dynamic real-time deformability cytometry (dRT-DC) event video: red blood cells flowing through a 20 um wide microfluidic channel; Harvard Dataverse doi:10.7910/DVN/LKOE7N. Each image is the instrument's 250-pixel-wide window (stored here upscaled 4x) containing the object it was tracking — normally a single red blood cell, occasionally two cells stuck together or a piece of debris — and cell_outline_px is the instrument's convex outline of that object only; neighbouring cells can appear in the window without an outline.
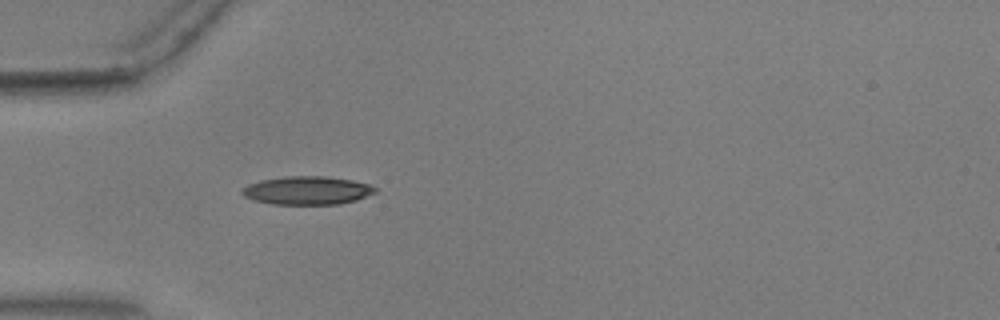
{"species": "common noctule bat (a hibernating species)", "species_latin": "Nyctalus noctula", "temperature_condition": "warm", "stored_images_in_passage": 51, "camera_frame_rate_fps": 3000, "um_per_image_px": 0.085, "animal": {"sex": "male", "body_mass_g": 17.9, "forearm_length_mm": 54.2}, "frame": {"image": 1, "passage_image": 13, "time_ms": 4.0, "image_size_px": [1000, 320], "cell_outline_px": [[376, 192], [356, 200], [340, 204], [272, 204], [256, 200], [244, 196], [240, 192], [248, 184], [260, 180], [284, 176], [324, 176], [352, 180], [368, 184], [376, 188]], "centroid_in_image_um": [26.11, 16.18], "position_along_channel_um": 58.9, "area_um2": 21.85}}
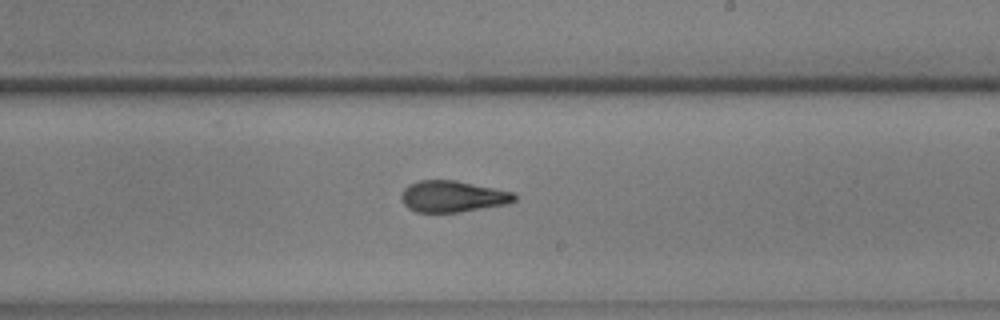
{"frame": {"image": 2, "passage_image": 29, "time_ms": 9.333, "image_size_px": [1000, 320], "cell_outline_px": [[516, 200], [508, 204], [460, 212], [416, 212], [408, 208], [404, 204], [400, 196], [404, 188], [408, 184], [420, 180], [456, 180], [516, 192]], "centroid_in_image_um": [38.5, 16.69], "position_along_channel_um": 250.5, "area_um2": 20.92}}
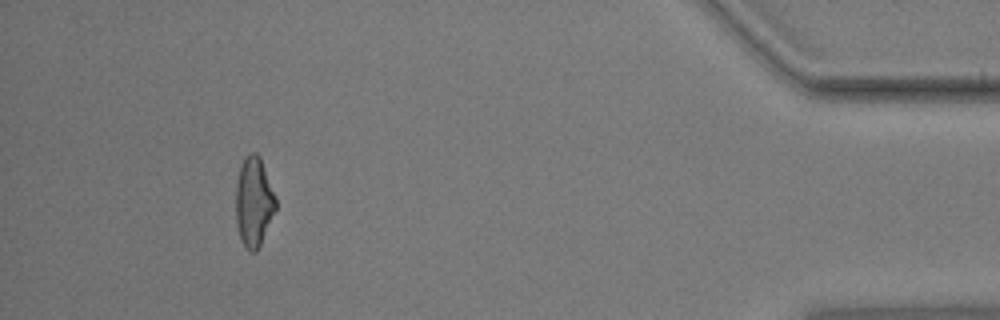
{"frame": {"image": 3, "passage_image": 47, "time_ms": 15.333, "image_size_px": [1000, 320], "cell_outline_px": [[276, 208], [260, 244], [256, 252], [248, 252], [240, 240], [236, 224], [236, 184], [240, 168], [248, 152], [256, 152], [260, 156], [276, 200]], "centroid_in_image_um": [21.55, 17.18], "position_along_channel_um": 413.6, "area_um2": 20.63}, "authors_computed_cell_mechanics": {"area_um2": 20.8658, "velocity_mm_per_s": 3.6813, "shape_relaxation_time_tau1_ms": 11.1444, "shape_relaxation_time_tau2_ms": 2.0687, "deformation_change_tau1": 0.3163, "deformation_change_tau2": 0.1123}}